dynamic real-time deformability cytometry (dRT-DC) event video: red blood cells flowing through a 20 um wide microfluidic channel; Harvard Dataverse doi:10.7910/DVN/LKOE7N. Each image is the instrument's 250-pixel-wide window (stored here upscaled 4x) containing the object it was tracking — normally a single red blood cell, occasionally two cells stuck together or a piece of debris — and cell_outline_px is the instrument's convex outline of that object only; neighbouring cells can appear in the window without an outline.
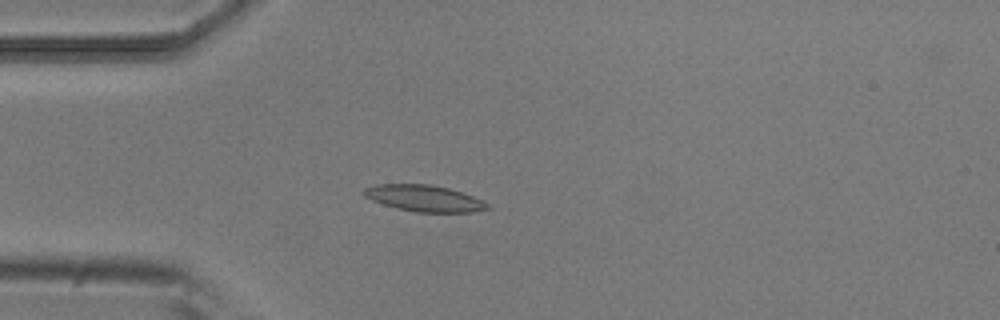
{"species": "common noctule bat (a hibernating species)", "species_latin": "Nyctalus noctula", "temperature_condition": "room temperature", "stored_images_in_passage": 3, "camera_frame_rate_fps": 3000, "um_per_image_px": 0.085, "animal": {"sex": "male", "body_mass_g": 20.5, "forearm_length_mm": 52.5}, "frame": {"image": 1, "passage_image": 3, "time_ms": 0.667, "image_size_px": [1000, 320], "cell_outline_px": [[492, 208], [472, 212], [416, 212], [396, 208], [372, 200], [364, 196], [364, 188], [376, 184], [428, 184], [448, 188], [472, 196], [488, 204]], "centroid_in_image_um": [36.04, 16.86], "position_along_channel_um": 49.0, "area_um2": 18.79}}